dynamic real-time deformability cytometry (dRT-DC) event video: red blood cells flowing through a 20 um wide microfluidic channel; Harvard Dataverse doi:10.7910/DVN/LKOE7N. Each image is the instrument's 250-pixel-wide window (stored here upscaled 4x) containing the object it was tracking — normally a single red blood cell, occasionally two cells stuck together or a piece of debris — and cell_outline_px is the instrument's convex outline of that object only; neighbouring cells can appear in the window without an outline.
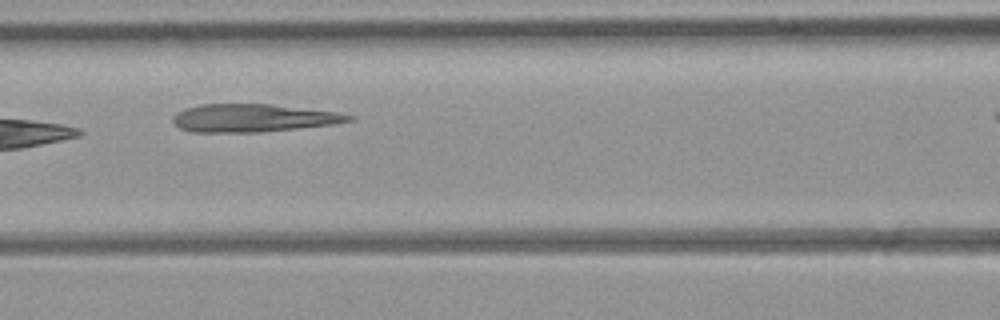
{"species": "common noctule bat (a hibernating species)", "species_latin": "Nyctalus noctula", "temperature_condition": "room temperature", "stored_images_in_passage": 8, "camera_frame_rate_fps": 3000, "um_per_image_px": 0.085, "animal": {"sex": "female", "body_mass_g": 21.9}, "frame": {"image": 1, "passage_image": 7, "time_ms": 6.667, "image_size_px": [1000, 320], "cell_outline_px": [[356, 120], [332, 124], [296, 128], [256, 132], [192, 132], [180, 128], [172, 120], [172, 116], [176, 112], [184, 108], [200, 104], [272, 104], [336, 112], [356, 116]], "centroid_in_image_um": [21.49, 10.02], "position_along_channel_um": 145.1, "area_um2": 28.55}}